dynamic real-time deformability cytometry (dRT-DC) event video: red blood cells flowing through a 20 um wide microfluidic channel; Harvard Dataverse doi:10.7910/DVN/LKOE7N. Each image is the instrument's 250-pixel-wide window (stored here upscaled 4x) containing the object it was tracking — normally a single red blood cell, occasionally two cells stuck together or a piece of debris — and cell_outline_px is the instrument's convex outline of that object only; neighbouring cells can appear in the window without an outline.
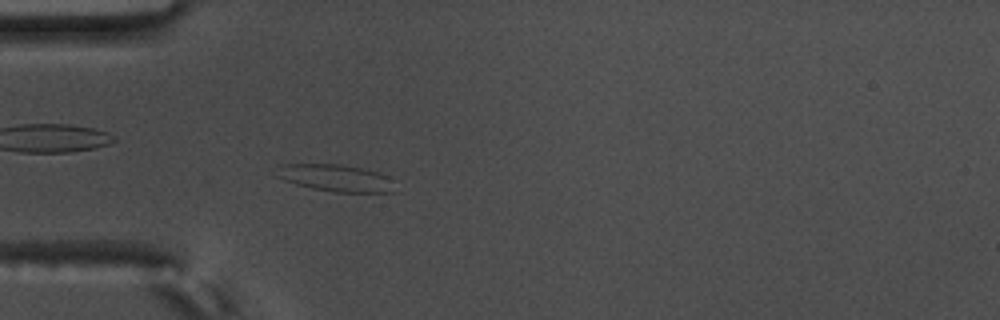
{"species": "common noctule bat (a hibernating species)", "species_latin": "Nyctalus noctula", "temperature_condition": "warm", "stored_images_in_passage": 57, "camera_frame_rate_fps": 3000, "um_per_image_px": 0.085, "animal": {"sex": "male", "body_mass_g": 17.5, "forearm_length_mm": 52.3}, "frame": {"image": 1, "passage_image": 17, "time_ms": 5.333, "image_size_px": [1000, 320], "cell_outline_px": [[396, 192], [332, 192], [312, 188], [296, 184], [284, 180], [276, 176], [280, 164], [340, 164], [364, 168], [380, 172], [388, 176]], "centroid_in_image_um": [28.55, 15.12], "position_along_channel_um": 56.4, "area_um2": 18.67}}
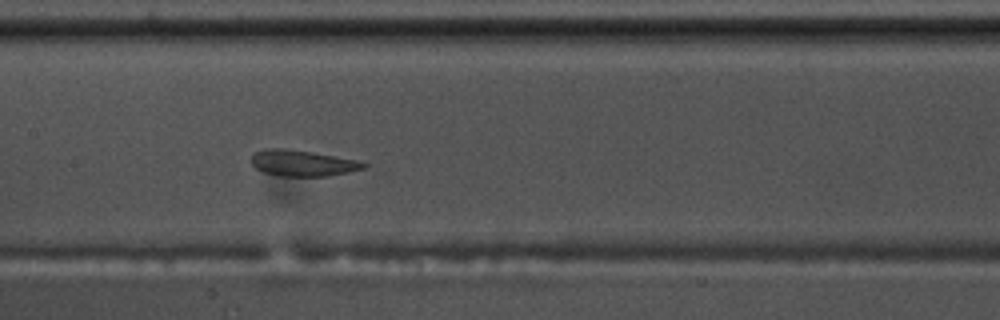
{"frame": {"image": 2, "passage_image": 28, "time_ms": 9.0, "image_size_px": [1000, 320], "cell_outline_px": [[368, 164], [364, 168], [348, 172], [328, 176], [280, 176], [264, 172], [256, 168], [252, 164], [252, 156], [256, 152], [264, 148], [284, 148], [312, 152], [356, 160]], "centroid_in_image_um": [25.7, 13.86], "position_along_channel_um": 181.7, "area_um2": 16.88}}
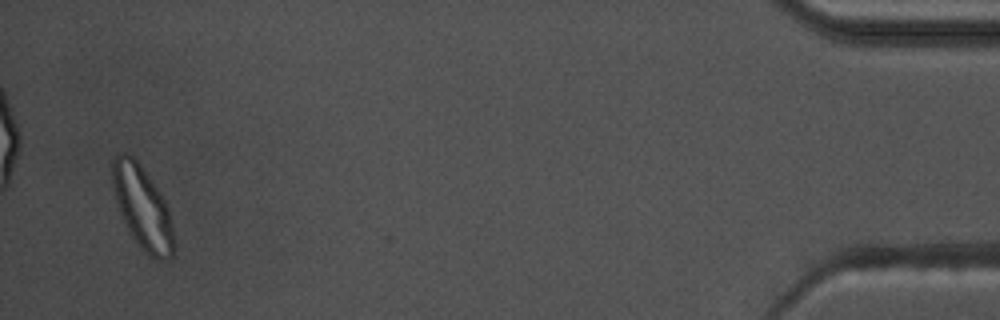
{"frame": {"image": 3, "passage_image": 55, "time_ms": 18.0, "image_size_px": [1000, 320], "cell_outline_px": [[176, 244], [172, 256], [160, 260], [156, 260], [144, 252], [140, 248], [132, 236], [120, 212], [116, 200], [112, 184], [112, 160], [120, 152], [124, 152], [132, 156], [140, 164], [152, 180], [160, 192], [168, 208], [172, 224]], "centroid_in_image_um": [12.13, 17.65], "position_along_channel_um": 423.1, "area_um2": 29.65}, "authors_computed_cell_mechanics": {"area_um2": 22.5998, "velocity_mm_per_s": 3.5892, "shape_relaxation_time_tau1_ms": null, "shape_relaxation_time_tau2_ms": 1.146, "deformation_change_tau1": null, "deformation_change_tau2": 0.0793}}